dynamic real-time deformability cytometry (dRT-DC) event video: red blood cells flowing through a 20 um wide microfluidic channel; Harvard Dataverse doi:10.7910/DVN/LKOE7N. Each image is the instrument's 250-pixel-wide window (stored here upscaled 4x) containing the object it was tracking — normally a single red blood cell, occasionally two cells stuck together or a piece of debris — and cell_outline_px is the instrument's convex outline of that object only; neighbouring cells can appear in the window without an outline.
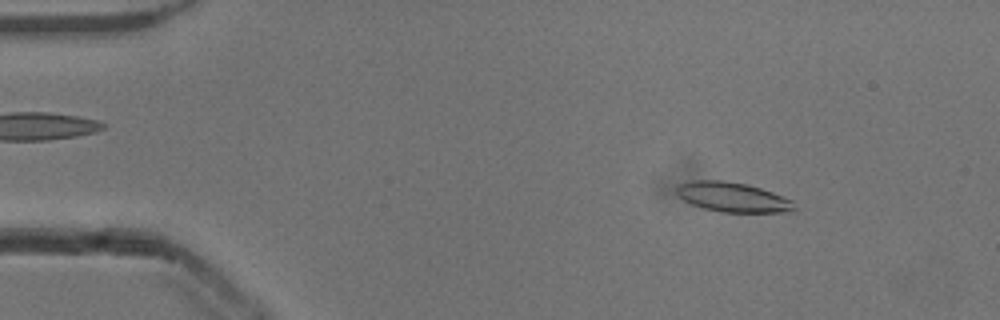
{"species": "common noctule bat (a hibernating species)", "species_latin": "Nyctalus noctula", "temperature_condition": "cold", "stored_images_in_passage": 53, "camera_frame_rate_fps": 3000, "um_per_image_px": 0.085, "animal": {"sex": "male", "body_mass_g": 13.3}, "frame": {"image": 1, "passage_image": 7, "time_ms": 2.0, "image_size_px": [1000, 320], "cell_outline_px": [[796, 208], [792, 212], [720, 212], [704, 208], [692, 204], [684, 200], [676, 192], [676, 184], [692, 180], [724, 180], [748, 184], [772, 192], [792, 200]], "centroid_in_image_um": [62.27, 16.75], "position_along_channel_um": 22.7, "area_um2": 20.46}}
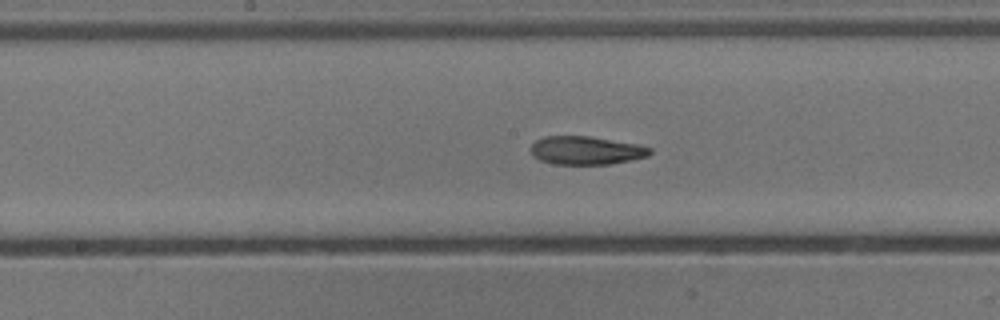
{"frame": {"image": 2, "passage_image": 27, "time_ms": 8.667, "image_size_px": [1000, 320], "cell_outline_px": [[652, 152], [648, 156], [612, 164], [556, 164], [540, 160], [532, 156], [528, 148], [536, 140], [544, 136], [588, 136], [636, 144], [652, 148]], "centroid_in_image_um": [49.78, 12.79], "position_along_channel_um": 198.4, "area_um2": 19.71}}
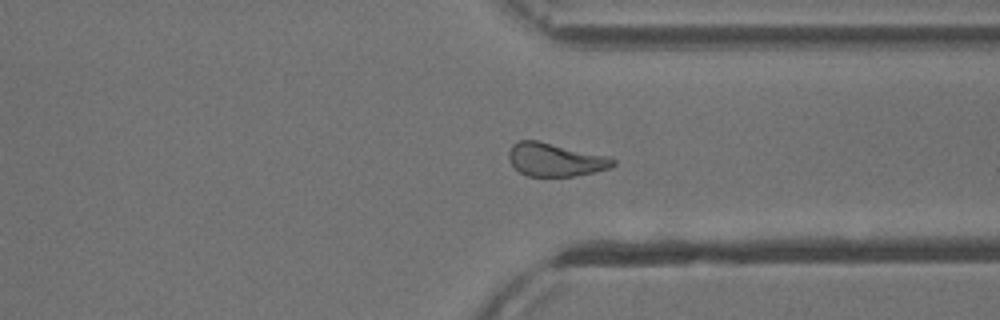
{"frame": {"image": 3, "passage_image": 40, "time_ms": 13.0, "image_size_px": [1000, 320], "cell_outline_px": [[616, 164], [612, 168], [572, 176], [528, 176], [520, 172], [508, 160], [508, 152], [512, 144], [520, 140], [536, 140], [612, 156], [616, 160]], "centroid_in_image_um": [47.24, 13.56], "position_along_channel_um": 364.2, "area_um2": 20.4}, "authors_computed_cell_mechanics": {"area_um2": 20.3456, "velocity_mm_per_s": 3.8397, "shape_relaxation_time_tau1_ms": 4.5331, "shape_relaxation_time_tau2_ms": 2.771, "deformation_change_tau1": 0.1689, "deformation_change_tau2": 0.1067}}